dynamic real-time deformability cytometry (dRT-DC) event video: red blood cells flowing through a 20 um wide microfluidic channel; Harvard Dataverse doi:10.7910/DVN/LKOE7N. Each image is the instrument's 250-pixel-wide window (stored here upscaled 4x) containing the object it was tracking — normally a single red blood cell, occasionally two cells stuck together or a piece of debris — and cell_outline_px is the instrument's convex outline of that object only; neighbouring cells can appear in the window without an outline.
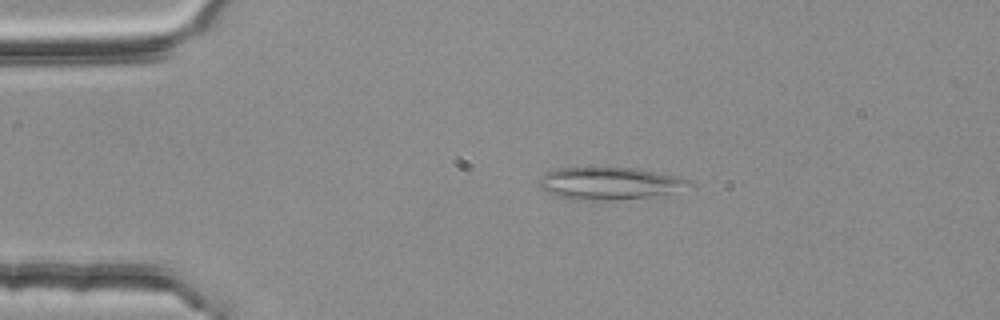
{"species": "common noctule bat (a hibernating species)", "species_latin": "Nyctalus noctula", "temperature_condition": "room temperature", "stored_images_in_passage": 3, "camera_frame_rate_fps": 3000, "um_per_image_px": 0.085, "animal": {"sex": "female", "body_mass_g": 25.1}, "frame": {"image": 1, "passage_image": 2, "time_ms": 0.333, "image_size_px": [1000, 320], "cell_outline_px": [[692, 184], [668, 192], [648, 196], [604, 200], [568, 200], [556, 196], [540, 188], [540, 176], [544, 172], [556, 168], [604, 164], [632, 168], [680, 176], [688, 180]], "centroid_in_image_um": [51.65, 15.52], "position_along_channel_um": 33.4, "area_um2": 28.84}}